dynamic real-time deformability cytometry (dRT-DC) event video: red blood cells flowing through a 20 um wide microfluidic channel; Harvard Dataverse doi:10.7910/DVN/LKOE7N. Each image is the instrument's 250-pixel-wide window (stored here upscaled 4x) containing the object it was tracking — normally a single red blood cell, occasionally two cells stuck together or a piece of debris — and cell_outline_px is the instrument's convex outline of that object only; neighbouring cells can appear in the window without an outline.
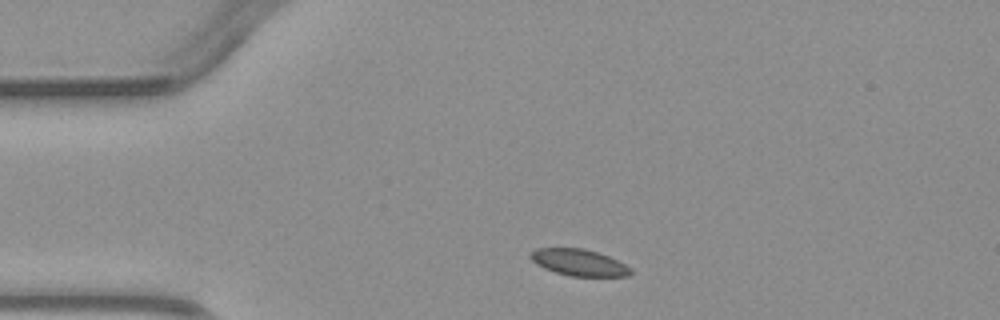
{"species": "common noctule bat (a hibernating species)", "species_latin": "Nyctalus noctula", "temperature_condition": "warm", "stored_images_in_passage": 2, "camera_frame_rate_fps": 3000, "um_per_image_px": 0.085, "animal": {"sex": "male", "body_mass_g": 23.1, "forearm_length_mm": 52.7}, "frame": {"image": 1, "passage_image": 1, "time_ms": 0.0, "image_size_px": [1000, 320], "cell_outline_px": [[632, 272], [628, 276], [572, 276], [556, 272], [544, 268], [536, 264], [528, 256], [528, 252], [536, 248], [584, 248], [608, 256], [624, 264]], "centroid_in_image_um": [49.14, 22.3], "position_along_channel_um": 35.9, "area_um2": 15.37}}